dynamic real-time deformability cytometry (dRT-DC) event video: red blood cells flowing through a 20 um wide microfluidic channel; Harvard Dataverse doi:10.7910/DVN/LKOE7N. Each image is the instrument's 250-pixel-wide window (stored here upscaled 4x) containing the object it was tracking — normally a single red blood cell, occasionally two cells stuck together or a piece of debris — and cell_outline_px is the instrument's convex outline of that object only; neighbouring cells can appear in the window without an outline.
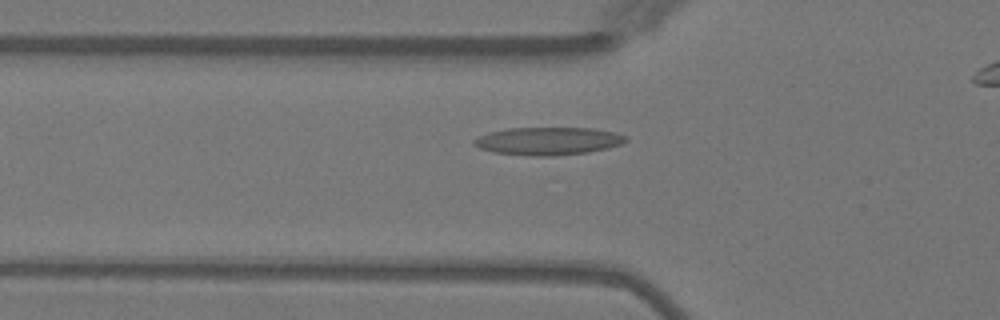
{"species": "Egyptian fruit bat (a non-hibernating species)", "species_latin": "Rousettus aegyptiacus", "temperature_condition": "warm", "stored_images_in_passage": 6, "segment_of_instrument_passage": [1, 2], "camera_frame_rate_fps": 3000, "um_per_image_px": 0.085, "animal": {"sex": "female"}, "frame": {"image": 1, "passage_image": 5, "time_ms": 5.667, "image_size_px": [1000, 320], "cell_outline_px": [[628, 140], [620, 144], [608, 148], [588, 152], [552, 156], [528, 156], [492, 152], [480, 148], [472, 144], [472, 140], [488, 132], [508, 128], [592, 128], [616, 132], [628, 136]], "centroid_in_image_um": [46.59, 11.99], "position_along_channel_um": 79.2, "area_um2": 24.8}}